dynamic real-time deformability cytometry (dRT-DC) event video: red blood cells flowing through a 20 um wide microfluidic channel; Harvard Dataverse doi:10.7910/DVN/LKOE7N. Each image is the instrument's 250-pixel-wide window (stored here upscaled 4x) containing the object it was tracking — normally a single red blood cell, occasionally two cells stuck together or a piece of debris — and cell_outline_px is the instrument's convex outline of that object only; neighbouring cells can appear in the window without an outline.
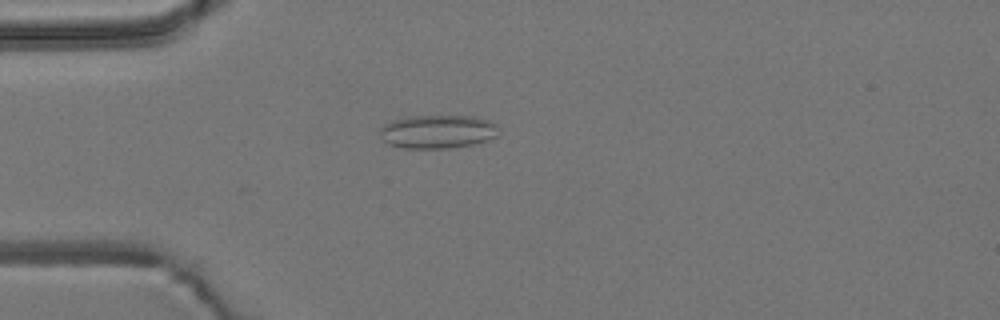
{"species": "common noctule bat (a hibernating species)", "species_latin": "Nyctalus noctula", "temperature_condition": "room temperature", "stored_images_in_passage": 48, "camera_frame_rate_fps": 3000, "um_per_image_px": 0.085, "animal": {"sex": "male", "body_mass_g": 19.2, "forearm_length_mm": 51.8}, "frame": {"image": 1, "passage_image": 9, "time_ms": 2.667, "image_size_px": [1000, 320], "cell_outline_px": [[496, 136], [488, 140], [472, 144], [448, 148], [404, 148], [388, 144], [380, 136], [380, 128], [384, 124], [392, 120], [404, 116], [472, 116], [488, 120], [496, 124]], "centroid_in_image_um": [37.15, 11.18], "position_along_channel_um": 47.9, "area_um2": 23.12}}
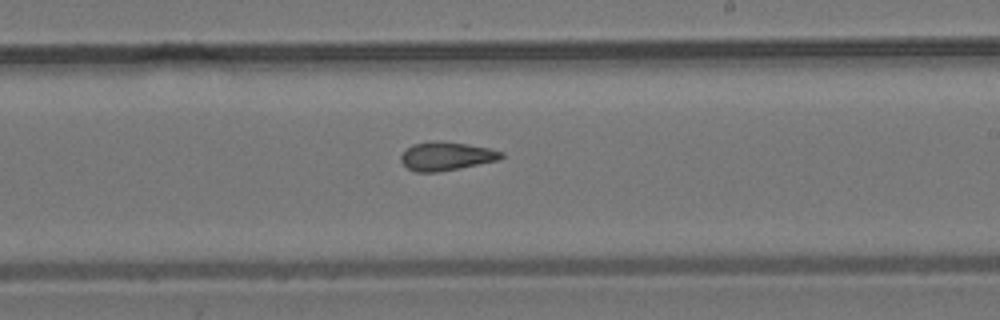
{"frame": {"image": 2, "passage_image": 26, "time_ms": 8.333, "image_size_px": [1000, 320], "cell_outline_px": [[504, 156], [500, 160], [460, 168], [436, 172], [416, 172], [408, 168], [400, 160], [400, 156], [412, 144], [468, 144], [488, 148], [504, 152]], "centroid_in_image_um": [37.99, 13.33], "position_along_channel_um": 251.0, "area_um2": 15.9}}
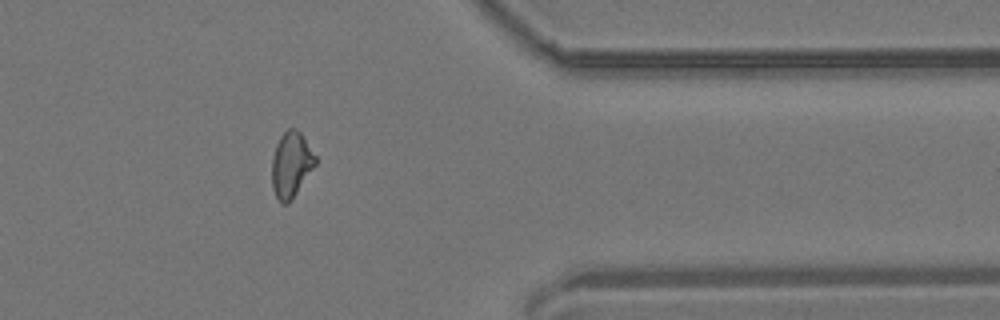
{"frame": {"image": 3, "passage_image": 38, "time_ms": 12.333, "image_size_px": [1000, 320], "cell_outline_px": [[316, 164], [292, 200], [288, 204], [280, 204], [272, 188], [272, 156], [276, 144], [280, 136], [288, 128], [296, 128], [304, 136], [316, 156]], "centroid_in_image_um": [24.74, 14.0], "position_along_channel_um": 386.7, "area_um2": 16.82}, "authors_computed_cell_mechanics": {"area_um2": 16.8198, "velocity_mm_per_s": 3.8206, "shape_relaxation_time_tau1_ms": null, "shape_relaxation_time_tau2_ms": 2.1653, "deformation_change_tau1": null, "deformation_change_tau2": 0.0928}}